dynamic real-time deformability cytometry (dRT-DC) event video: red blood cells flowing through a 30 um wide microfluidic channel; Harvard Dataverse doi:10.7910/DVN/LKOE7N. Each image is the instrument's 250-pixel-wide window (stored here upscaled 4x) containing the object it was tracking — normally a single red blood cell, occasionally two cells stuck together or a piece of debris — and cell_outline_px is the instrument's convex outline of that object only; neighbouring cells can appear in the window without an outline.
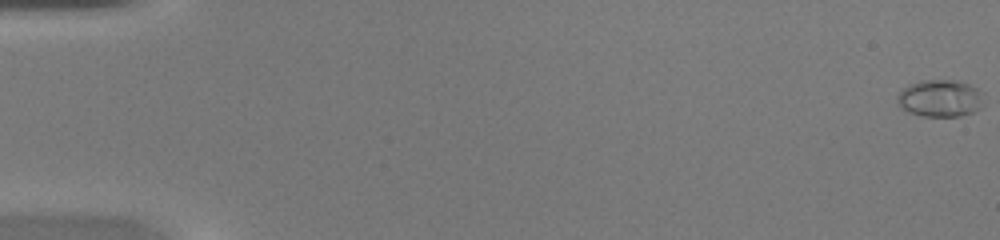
{"species": "common noctule bat (a hibernating species)", "species_latin": "Nyctalus noctula", "temperature_condition": "warm", "stored_images_in_passage": 50, "camera_frame_rate_fps": 3000, "um_per_image_px": 0.085, "animal": {"sex": "female", "body_mass_g": 20.0, "forearm_length_mm": 54.0}, "frame": {"image": 1, "passage_image": 1, "time_ms": 0.0, "image_size_px": [1000, 240], "cell_outline_px": [[984, 104], [980, 108], [972, 112], [960, 116], [920, 116], [908, 112], [896, 100], [896, 96], [908, 84], [920, 80], [956, 80], [968, 84], [984, 92]], "centroid_in_image_um": [79.94, 8.35], "position_along_channel_um": 5.1, "area_um2": 18.9}}
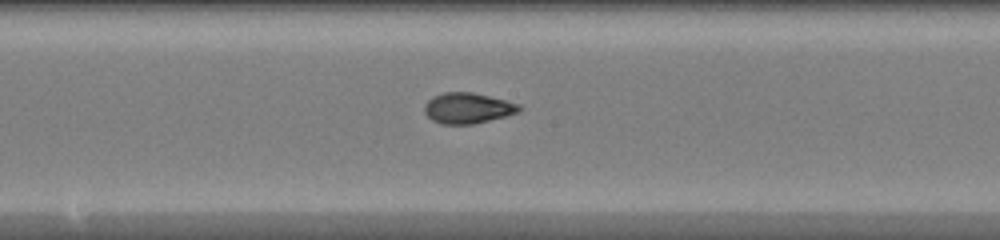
{"frame": {"image": 2, "passage_image": 28, "time_ms": 9.0, "image_size_px": [1000, 240], "cell_outline_px": [[524, 108], [520, 112], [472, 124], [440, 124], [432, 120], [424, 112], [424, 104], [432, 96], [444, 92], [472, 92], [520, 104]], "centroid_in_image_um": [39.74, 9.18], "position_along_channel_um": 208.5, "area_um2": 16.94}}
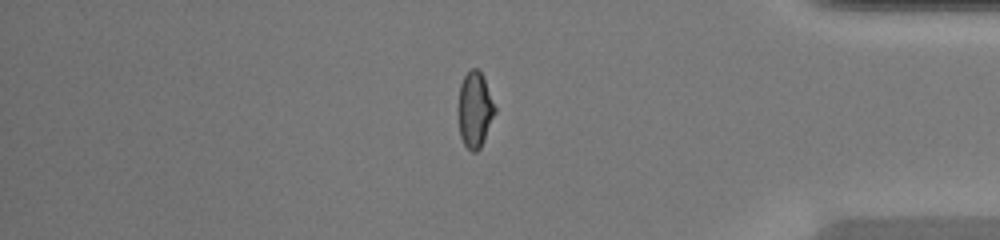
{"frame": {"image": 3, "passage_image": 43, "time_ms": 14.0, "image_size_px": [1000, 240], "cell_outline_px": [[496, 112], [484, 140], [480, 148], [476, 152], [472, 152], [464, 144], [460, 136], [460, 84], [464, 76], [472, 68], [476, 68], [484, 76], [496, 108]], "centroid_in_image_um": [40.4, 9.32], "position_along_channel_um": 394.8, "area_um2": 15.84}, "authors_computed_cell_mechanics": {"area_um2": 16.7331, "velocity_mm_per_s": 4.242, "shape_relaxation_time_tau1_ms": 4.6877, "shape_relaxation_time_tau2_ms": 1.0112, "deformation_change_tau1": 0.2225, "deformation_change_tau2": 0.0599}}